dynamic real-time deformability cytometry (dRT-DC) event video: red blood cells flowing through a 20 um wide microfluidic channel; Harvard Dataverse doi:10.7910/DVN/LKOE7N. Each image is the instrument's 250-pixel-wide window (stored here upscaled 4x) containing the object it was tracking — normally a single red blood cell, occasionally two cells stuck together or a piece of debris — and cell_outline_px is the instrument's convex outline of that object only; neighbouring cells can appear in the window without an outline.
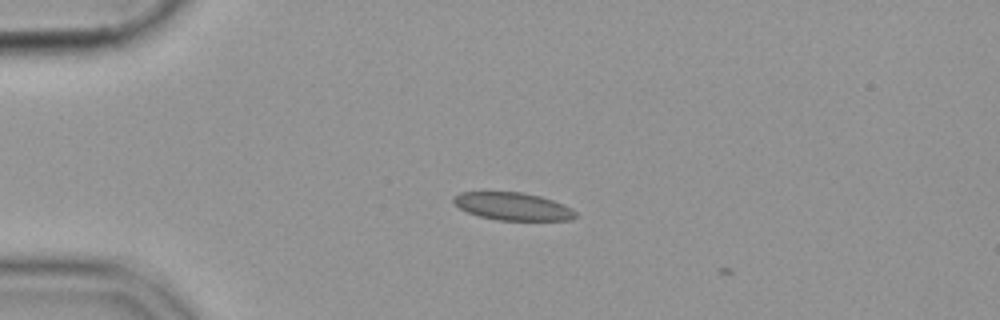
{"species": "common noctule bat (a hibernating species)", "species_latin": "Nyctalus noctula", "temperature_condition": "cold", "stored_images_in_passage": 3, "camera_frame_rate_fps": 3000, "um_per_image_px": 0.085, "animal": {"sex": "female", "body_mass_g": 19.9}, "frame": {"image": 1, "passage_image": 2, "time_ms": 0.333, "image_size_px": [1000, 320], "cell_outline_px": [[576, 216], [572, 220], [500, 220], [480, 216], [468, 212], [460, 208], [452, 200], [452, 196], [460, 192], [524, 192], [540, 196], [564, 204], [572, 208], [576, 212]], "centroid_in_image_um": [43.6, 17.53], "position_along_channel_um": 41.4, "area_um2": 19.65}}